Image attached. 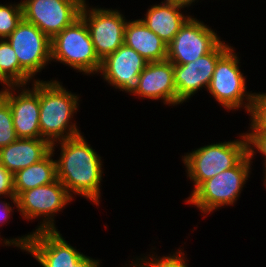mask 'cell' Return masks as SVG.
<instances>
[{
	"label": "cell",
	"mask_w": 266,
	"mask_h": 267,
	"mask_svg": "<svg viewBox=\"0 0 266 267\" xmlns=\"http://www.w3.org/2000/svg\"><path fill=\"white\" fill-rule=\"evenodd\" d=\"M58 142L61 155L59 160H55L57 179L71 197L72 193L82 195L99 205L103 173L101 157L88 145L83 135Z\"/></svg>",
	"instance_id": "6da1fadb"
},
{
	"label": "cell",
	"mask_w": 266,
	"mask_h": 267,
	"mask_svg": "<svg viewBox=\"0 0 266 267\" xmlns=\"http://www.w3.org/2000/svg\"><path fill=\"white\" fill-rule=\"evenodd\" d=\"M78 100L79 97L63 88L60 82L39 80V126L42 139L56 144L57 141L81 135L75 123L69 124L78 109Z\"/></svg>",
	"instance_id": "7a4b0ae2"
},
{
	"label": "cell",
	"mask_w": 266,
	"mask_h": 267,
	"mask_svg": "<svg viewBox=\"0 0 266 267\" xmlns=\"http://www.w3.org/2000/svg\"><path fill=\"white\" fill-rule=\"evenodd\" d=\"M4 243L28 251L42 267H99V260L74 249L57 229L33 232L18 239H5Z\"/></svg>",
	"instance_id": "3957f363"
},
{
	"label": "cell",
	"mask_w": 266,
	"mask_h": 267,
	"mask_svg": "<svg viewBox=\"0 0 266 267\" xmlns=\"http://www.w3.org/2000/svg\"><path fill=\"white\" fill-rule=\"evenodd\" d=\"M242 140L203 146L182 157L187 176L193 181V191L204 181L236 166L248 154L246 134Z\"/></svg>",
	"instance_id": "277c9868"
},
{
	"label": "cell",
	"mask_w": 266,
	"mask_h": 267,
	"mask_svg": "<svg viewBox=\"0 0 266 267\" xmlns=\"http://www.w3.org/2000/svg\"><path fill=\"white\" fill-rule=\"evenodd\" d=\"M53 59L84 74L99 72L101 60L81 16L51 39V61Z\"/></svg>",
	"instance_id": "5b68a950"
},
{
	"label": "cell",
	"mask_w": 266,
	"mask_h": 267,
	"mask_svg": "<svg viewBox=\"0 0 266 267\" xmlns=\"http://www.w3.org/2000/svg\"><path fill=\"white\" fill-rule=\"evenodd\" d=\"M250 166L251 158L247 154L236 166L202 182L186 203L195 205L205 214L224 205H233L248 180Z\"/></svg>",
	"instance_id": "8992f818"
},
{
	"label": "cell",
	"mask_w": 266,
	"mask_h": 267,
	"mask_svg": "<svg viewBox=\"0 0 266 267\" xmlns=\"http://www.w3.org/2000/svg\"><path fill=\"white\" fill-rule=\"evenodd\" d=\"M239 60L230 47L217 61L213 77L207 88L212 97L224 108L235 110L245 103L247 112L250 111L254 93L246 92V81L239 70ZM246 99H245V98Z\"/></svg>",
	"instance_id": "52a82bcc"
},
{
	"label": "cell",
	"mask_w": 266,
	"mask_h": 267,
	"mask_svg": "<svg viewBox=\"0 0 266 267\" xmlns=\"http://www.w3.org/2000/svg\"><path fill=\"white\" fill-rule=\"evenodd\" d=\"M85 0H24L23 19L52 39L80 17Z\"/></svg>",
	"instance_id": "ba28073f"
},
{
	"label": "cell",
	"mask_w": 266,
	"mask_h": 267,
	"mask_svg": "<svg viewBox=\"0 0 266 267\" xmlns=\"http://www.w3.org/2000/svg\"><path fill=\"white\" fill-rule=\"evenodd\" d=\"M65 186L56 179L53 183L23 191L18 197V210L25 219L43 217V222L35 230H56L54 214L61 211L72 200Z\"/></svg>",
	"instance_id": "9c48e42d"
},
{
	"label": "cell",
	"mask_w": 266,
	"mask_h": 267,
	"mask_svg": "<svg viewBox=\"0 0 266 267\" xmlns=\"http://www.w3.org/2000/svg\"><path fill=\"white\" fill-rule=\"evenodd\" d=\"M85 3L82 6L80 16L88 26L95 53L102 61L124 44L127 21L118 10L104 8L88 10Z\"/></svg>",
	"instance_id": "30bf717a"
},
{
	"label": "cell",
	"mask_w": 266,
	"mask_h": 267,
	"mask_svg": "<svg viewBox=\"0 0 266 267\" xmlns=\"http://www.w3.org/2000/svg\"><path fill=\"white\" fill-rule=\"evenodd\" d=\"M221 42L217 33L190 17L167 46V59L183 65L211 52Z\"/></svg>",
	"instance_id": "8fae6325"
},
{
	"label": "cell",
	"mask_w": 266,
	"mask_h": 267,
	"mask_svg": "<svg viewBox=\"0 0 266 267\" xmlns=\"http://www.w3.org/2000/svg\"><path fill=\"white\" fill-rule=\"evenodd\" d=\"M6 39L15 51L20 67L31 78L51 60V39L24 19Z\"/></svg>",
	"instance_id": "7c38bea8"
},
{
	"label": "cell",
	"mask_w": 266,
	"mask_h": 267,
	"mask_svg": "<svg viewBox=\"0 0 266 267\" xmlns=\"http://www.w3.org/2000/svg\"><path fill=\"white\" fill-rule=\"evenodd\" d=\"M231 46L221 41L211 52L183 65H174V83L177 104H182L193 96L198 89L208 88L218 59Z\"/></svg>",
	"instance_id": "4fadbf2b"
},
{
	"label": "cell",
	"mask_w": 266,
	"mask_h": 267,
	"mask_svg": "<svg viewBox=\"0 0 266 267\" xmlns=\"http://www.w3.org/2000/svg\"><path fill=\"white\" fill-rule=\"evenodd\" d=\"M147 63L138 52L123 44L101 61L99 73L116 89L134 94Z\"/></svg>",
	"instance_id": "5bb4252c"
},
{
	"label": "cell",
	"mask_w": 266,
	"mask_h": 267,
	"mask_svg": "<svg viewBox=\"0 0 266 267\" xmlns=\"http://www.w3.org/2000/svg\"><path fill=\"white\" fill-rule=\"evenodd\" d=\"M32 91L23 88L19 95H13L14 87L23 86H6L0 91V95L9 103L12 112V121L18 138H42L39 115V80H33ZM25 89V90H24Z\"/></svg>",
	"instance_id": "9a60e30c"
},
{
	"label": "cell",
	"mask_w": 266,
	"mask_h": 267,
	"mask_svg": "<svg viewBox=\"0 0 266 267\" xmlns=\"http://www.w3.org/2000/svg\"><path fill=\"white\" fill-rule=\"evenodd\" d=\"M134 94L153 100L161 99L164 104L177 105L174 64L168 59L148 62L139 75V87Z\"/></svg>",
	"instance_id": "2e32d148"
},
{
	"label": "cell",
	"mask_w": 266,
	"mask_h": 267,
	"mask_svg": "<svg viewBox=\"0 0 266 267\" xmlns=\"http://www.w3.org/2000/svg\"><path fill=\"white\" fill-rule=\"evenodd\" d=\"M164 1L148 9L141 21L168 45L191 16L180 13L181 8L189 4L179 0Z\"/></svg>",
	"instance_id": "e0dca14e"
},
{
	"label": "cell",
	"mask_w": 266,
	"mask_h": 267,
	"mask_svg": "<svg viewBox=\"0 0 266 267\" xmlns=\"http://www.w3.org/2000/svg\"><path fill=\"white\" fill-rule=\"evenodd\" d=\"M51 151V144L42 138H18L0 149V163L13 175L41 159Z\"/></svg>",
	"instance_id": "ac0fdd59"
},
{
	"label": "cell",
	"mask_w": 266,
	"mask_h": 267,
	"mask_svg": "<svg viewBox=\"0 0 266 267\" xmlns=\"http://www.w3.org/2000/svg\"><path fill=\"white\" fill-rule=\"evenodd\" d=\"M124 44L148 62L167 59V44L152 32L141 19L129 21L125 27Z\"/></svg>",
	"instance_id": "d6986e66"
},
{
	"label": "cell",
	"mask_w": 266,
	"mask_h": 267,
	"mask_svg": "<svg viewBox=\"0 0 266 267\" xmlns=\"http://www.w3.org/2000/svg\"><path fill=\"white\" fill-rule=\"evenodd\" d=\"M54 146L51 144V151L43 159L13 175L16 198L23 191L53 183L57 179L56 162L52 159Z\"/></svg>",
	"instance_id": "ffe728a7"
},
{
	"label": "cell",
	"mask_w": 266,
	"mask_h": 267,
	"mask_svg": "<svg viewBox=\"0 0 266 267\" xmlns=\"http://www.w3.org/2000/svg\"><path fill=\"white\" fill-rule=\"evenodd\" d=\"M32 79L19 65L16 53L7 39H0V83L6 86H26Z\"/></svg>",
	"instance_id": "44dd1931"
},
{
	"label": "cell",
	"mask_w": 266,
	"mask_h": 267,
	"mask_svg": "<svg viewBox=\"0 0 266 267\" xmlns=\"http://www.w3.org/2000/svg\"><path fill=\"white\" fill-rule=\"evenodd\" d=\"M23 19L21 2L19 4H0V39L7 38Z\"/></svg>",
	"instance_id": "7402d4cb"
},
{
	"label": "cell",
	"mask_w": 266,
	"mask_h": 267,
	"mask_svg": "<svg viewBox=\"0 0 266 267\" xmlns=\"http://www.w3.org/2000/svg\"><path fill=\"white\" fill-rule=\"evenodd\" d=\"M17 139L9 103L0 95V149Z\"/></svg>",
	"instance_id": "603a6c76"
},
{
	"label": "cell",
	"mask_w": 266,
	"mask_h": 267,
	"mask_svg": "<svg viewBox=\"0 0 266 267\" xmlns=\"http://www.w3.org/2000/svg\"><path fill=\"white\" fill-rule=\"evenodd\" d=\"M249 113L252 120L250 129L253 130L249 133H266V93H254Z\"/></svg>",
	"instance_id": "cb8c5ba5"
},
{
	"label": "cell",
	"mask_w": 266,
	"mask_h": 267,
	"mask_svg": "<svg viewBox=\"0 0 266 267\" xmlns=\"http://www.w3.org/2000/svg\"><path fill=\"white\" fill-rule=\"evenodd\" d=\"M152 258H149V260H147V256L143 259H139L134 263H132L133 265H131L132 267H188L186 265V262L184 260V254L183 252L177 251L176 253H174L173 255L167 256V257H159V258H153V256H151ZM141 260V261H140ZM146 260V261H145ZM142 262V263H141Z\"/></svg>",
	"instance_id": "d4e9b609"
},
{
	"label": "cell",
	"mask_w": 266,
	"mask_h": 267,
	"mask_svg": "<svg viewBox=\"0 0 266 267\" xmlns=\"http://www.w3.org/2000/svg\"><path fill=\"white\" fill-rule=\"evenodd\" d=\"M1 195L9 196V198L13 200L15 206L18 207L14 191L13 174L0 163V196Z\"/></svg>",
	"instance_id": "484cf974"
},
{
	"label": "cell",
	"mask_w": 266,
	"mask_h": 267,
	"mask_svg": "<svg viewBox=\"0 0 266 267\" xmlns=\"http://www.w3.org/2000/svg\"><path fill=\"white\" fill-rule=\"evenodd\" d=\"M247 142H248V154L253 160L256 148L265 156V171H266V133H246ZM255 147V148H253Z\"/></svg>",
	"instance_id": "4316f807"
},
{
	"label": "cell",
	"mask_w": 266,
	"mask_h": 267,
	"mask_svg": "<svg viewBox=\"0 0 266 267\" xmlns=\"http://www.w3.org/2000/svg\"><path fill=\"white\" fill-rule=\"evenodd\" d=\"M0 223L6 220H8L10 217V214L11 212H13L12 210V207L10 206V204H8L7 202L6 203H2L0 202ZM3 204V205H2ZM3 220V221H2Z\"/></svg>",
	"instance_id": "83f0119b"
},
{
	"label": "cell",
	"mask_w": 266,
	"mask_h": 267,
	"mask_svg": "<svg viewBox=\"0 0 266 267\" xmlns=\"http://www.w3.org/2000/svg\"><path fill=\"white\" fill-rule=\"evenodd\" d=\"M179 1H182V2H185V3L189 4V6H190L193 2H195V0H179Z\"/></svg>",
	"instance_id": "f1b7e54d"
},
{
	"label": "cell",
	"mask_w": 266,
	"mask_h": 267,
	"mask_svg": "<svg viewBox=\"0 0 266 267\" xmlns=\"http://www.w3.org/2000/svg\"><path fill=\"white\" fill-rule=\"evenodd\" d=\"M264 179H265V186H266V172H265V177H264Z\"/></svg>",
	"instance_id": "f546056e"
}]
</instances>
